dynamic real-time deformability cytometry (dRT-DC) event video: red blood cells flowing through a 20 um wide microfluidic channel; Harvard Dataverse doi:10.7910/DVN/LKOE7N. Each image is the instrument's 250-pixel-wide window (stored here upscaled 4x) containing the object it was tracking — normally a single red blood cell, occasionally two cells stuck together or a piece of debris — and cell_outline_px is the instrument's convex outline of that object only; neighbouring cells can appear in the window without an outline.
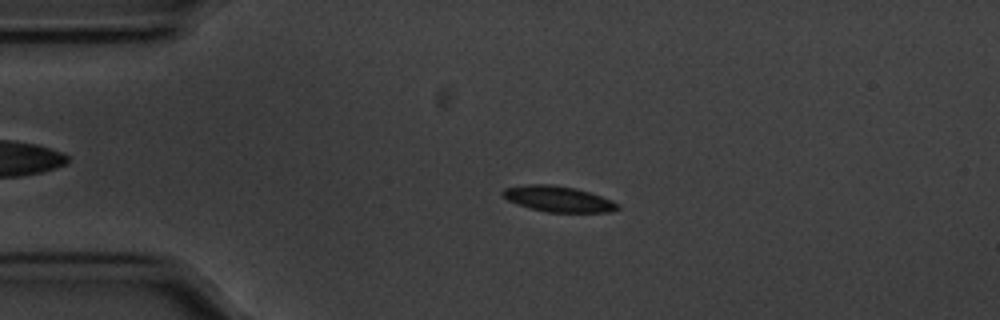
{"species": "common noctule bat (a hibernating species)", "species_latin": "Nyctalus noctula", "temperature_condition": "cold", "stored_images_in_passage": 53, "camera_frame_rate_fps": 3000, "um_per_image_px": 0.085, "animal": {"sex": "male", "body_mass_g": 20.1, "forearm_length_mm": 53.5}, "frame": {"image": 1, "passage_image": 9, "time_ms": 2.667, "image_size_px": [1000, 320], "cell_outline_px": [[620, 208], [608, 212], [548, 212], [516, 204], [508, 200], [500, 192], [504, 188], [528, 184], [548, 184], [576, 188], [612, 200], [620, 204]], "centroid_in_image_um": [47.45, 16.91], "position_along_channel_um": 37.6, "area_um2": 17.11}}
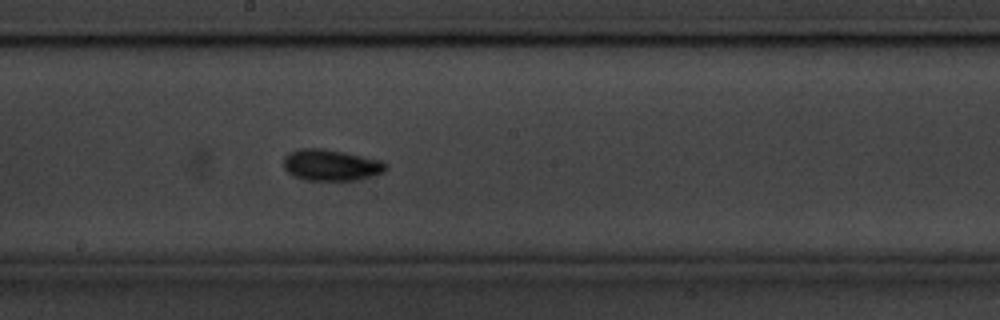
{"frame": {"image": 2, "passage_image": 27, "time_ms": 8.667, "image_size_px": [1000, 320], "cell_outline_px": [[388, 168], [384, 172], [356, 180], [304, 180], [288, 172], [284, 168], [284, 156], [288, 152], [300, 148], [320, 148], [344, 152], [380, 160], [388, 164]], "centroid_in_image_um": [28.13, 14.02], "position_along_channel_um": 220.1, "area_um2": 18.61}}
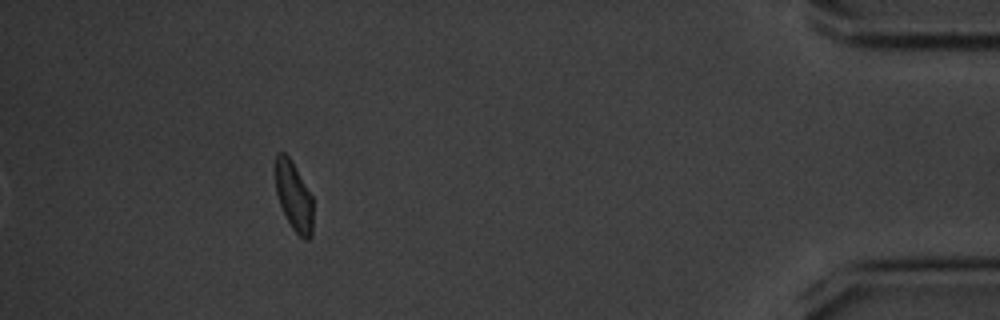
{"frame": {"image": 3, "passage_image": 48, "time_ms": 15.667, "image_size_px": [1000, 320], "cell_outline_px": [[312, 236], [308, 240], [304, 240], [292, 228], [280, 204], [276, 192], [276, 152], [284, 152], [292, 160], [312, 196]], "centroid_in_image_um": [24.98, 16.68], "position_along_channel_um": 410.2, "area_um2": 15.03}, "authors_computed_cell_mechanics": {"area_um2": 16.5308, "velocity_mm_per_s": 3.5392, "shape_relaxation_time_tau1_ms": 2.7138, "shape_relaxation_time_tau2_ms": 5.4814, "deformation_change_tau1": 0.0998, "deformation_change_tau2": 0.0907}}